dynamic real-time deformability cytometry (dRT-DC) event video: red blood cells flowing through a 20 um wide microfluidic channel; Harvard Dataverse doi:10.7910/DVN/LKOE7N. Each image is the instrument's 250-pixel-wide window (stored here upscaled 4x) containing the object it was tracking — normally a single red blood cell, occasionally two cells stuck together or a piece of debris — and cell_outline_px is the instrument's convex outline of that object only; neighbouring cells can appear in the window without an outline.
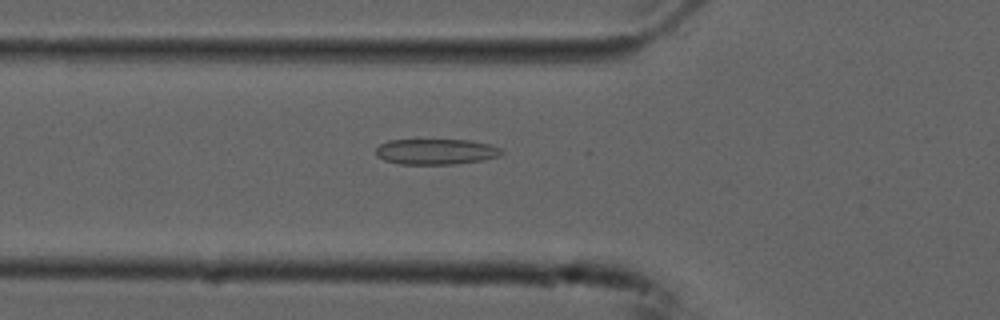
{"species": "common noctule bat (a hibernating species)", "species_latin": "Nyctalus noctula", "temperature_condition": "cold", "stored_images_in_passage": 54, "camera_frame_rate_fps": 3000, "um_per_image_px": 0.085, "animal": {"sex": "male", "forearm_length_mm": 52.5}, "frame": {"image": 1, "passage_image": 19, "time_ms": 6.0, "image_size_px": [1000, 320], "cell_outline_px": [[504, 152], [500, 156], [484, 160], [456, 164], [400, 164], [384, 160], [376, 156], [376, 148], [380, 144], [388, 140], [472, 140], [492, 144], [504, 148]], "centroid_in_image_um": [37.12, 12.89], "position_along_channel_um": 88.7, "area_um2": 19.13}}
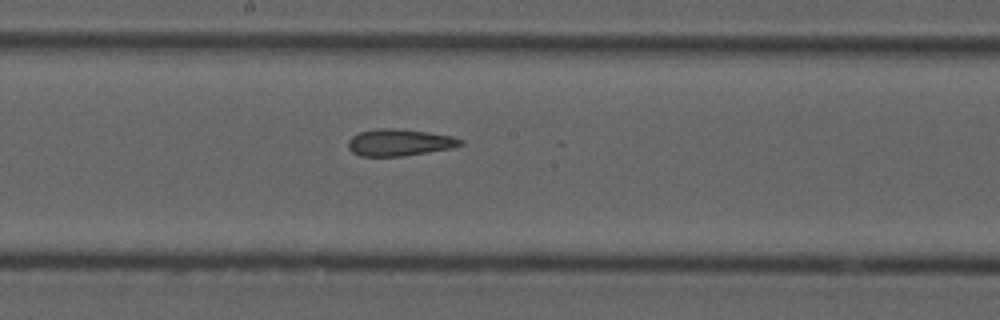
{"frame": {"image": 2, "passage_image": 29, "time_ms": 9.333, "image_size_px": [1000, 320], "cell_outline_px": [[464, 144], [452, 148], [404, 156], [360, 156], [352, 152], [348, 148], [348, 140], [352, 136], [360, 132], [376, 128], [400, 128], [428, 132], [452, 136], [464, 140]], "centroid_in_image_um": [33.96, 12.1], "position_along_channel_um": 214.2, "area_um2": 17.74}}
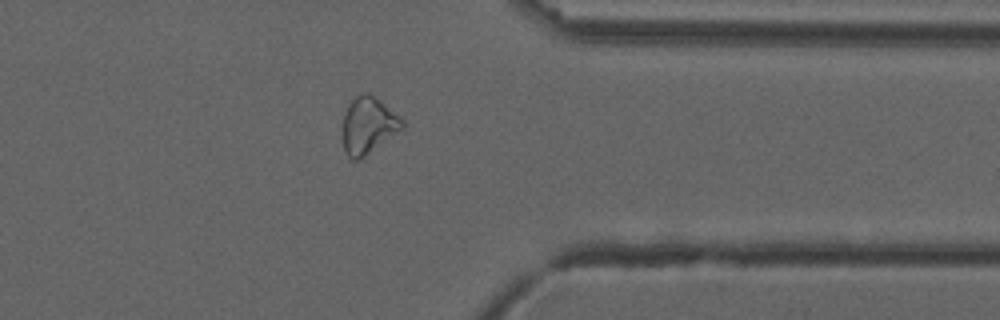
{"frame": {"image": 3, "passage_image": 43, "time_ms": 14.0, "image_size_px": [1000, 320], "cell_outline_px": [[404, 128], [364, 156], [356, 160], [352, 160], [348, 156], [344, 148], [344, 112], [348, 104], [356, 96], [364, 92], [368, 92], [376, 96], [400, 116], [404, 120]], "centroid_in_image_um": [31.33, 10.62], "position_along_channel_um": 380.1, "area_um2": 19.54}}